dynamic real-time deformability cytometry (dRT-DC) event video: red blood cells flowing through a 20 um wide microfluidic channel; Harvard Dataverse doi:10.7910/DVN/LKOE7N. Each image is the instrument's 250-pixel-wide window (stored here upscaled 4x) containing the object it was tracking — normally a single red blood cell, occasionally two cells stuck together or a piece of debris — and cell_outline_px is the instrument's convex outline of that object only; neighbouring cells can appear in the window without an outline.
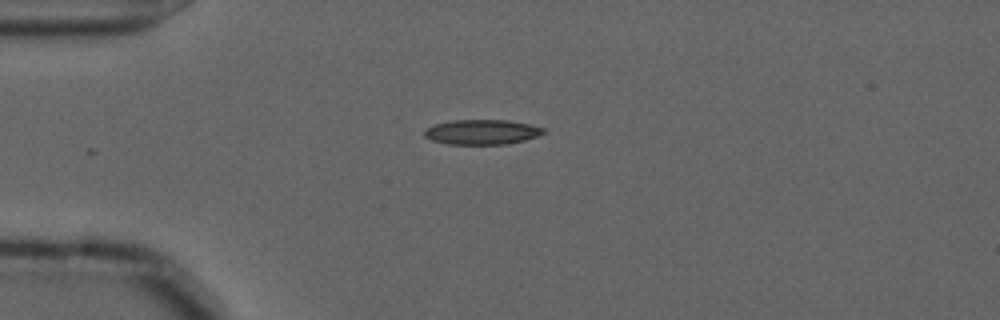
{"species": "common noctule bat (a hibernating species)", "species_latin": "Nyctalus noctula", "temperature_condition": "cold", "stored_images_in_passage": 43, "camera_frame_rate_fps": 3000, "um_per_image_px": 0.085, "animal": {"sex": "male", "forearm_length_mm": 52.5}, "frame": {"image": 1, "passage_image": 1, "time_ms": 0.0, "image_size_px": [1000, 320], "cell_outline_px": [[548, 132], [524, 140], [504, 144], [448, 144], [432, 140], [424, 136], [424, 128], [436, 124], [452, 120], [508, 120], [528, 124], [544, 128]], "centroid_in_image_um": [40.95, 11.22], "position_along_channel_um": 44.0, "area_um2": 17.22}}
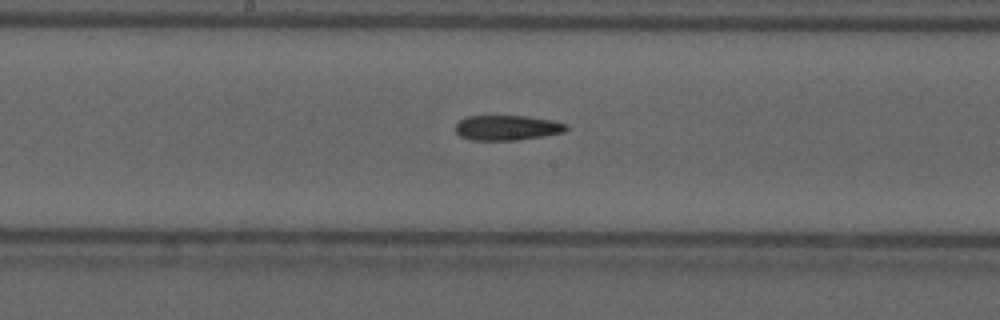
{"frame": {"image": 2, "passage_image": 16, "time_ms": 5.0, "image_size_px": [1000, 320], "cell_outline_px": [[568, 128], [564, 132], [544, 136], [516, 140], [472, 140], [460, 136], [456, 132], [456, 124], [464, 116], [528, 116], [552, 120], [568, 124]], "centroid_in_image_um": [43.12, 10.85], "position_along_channel_um": 205.1, "area_um2": 16.24}}
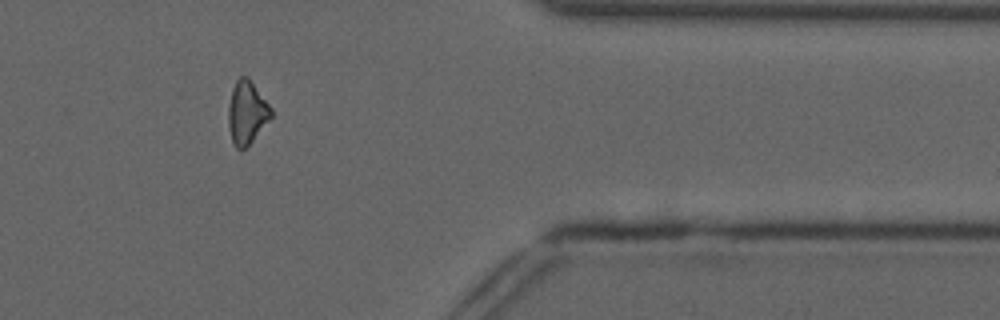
{"frame": {"image": 3, "passage_image": 33, "time_ms": 10.667, "image_size_px": [1000, 320], "cell_outline_px": [[272, 116], [252, 140], [244, 148], [236, 148], [232, 140], [228, 128], [228, 104], [232, 88], [236, 80], [240, 76], [248, 76], [272, 108]], "centroid_in_image_um": [20.96, 9.52], "position_along_channel_um": 390.4, "area_um2": 15.61}}